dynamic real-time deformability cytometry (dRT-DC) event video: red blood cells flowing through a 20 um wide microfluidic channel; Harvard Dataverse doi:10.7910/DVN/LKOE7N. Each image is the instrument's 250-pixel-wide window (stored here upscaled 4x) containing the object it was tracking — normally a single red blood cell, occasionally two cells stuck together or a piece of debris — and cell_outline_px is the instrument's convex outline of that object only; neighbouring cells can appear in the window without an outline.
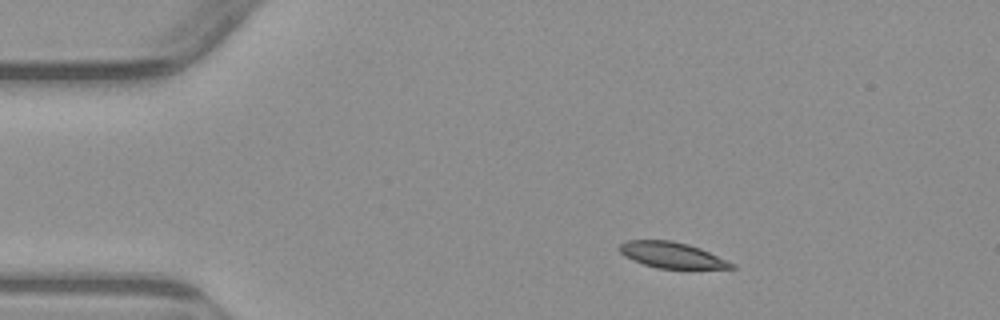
{"species": "common noctule bat (a hibernating species)", "species_latin": "Nyctalus noctula", "temperature_condition": "warm", "stored_images_in_passage": 5, "camera_frame_rate_fps": 3000, "um_per_image_px": 0.085, "animal": {"sex": "male", "body_mass_g": 23.1, "forearm_length_mm": 52.7}, "frame": {"image": 1, "passage_image": 2, "time_ms": 1.333, "image_size_px": [1000, 320], "cell_outline_px": [[736, 268], [656, 268], [632, 260], [624, 256], [616, 248], [620, 244], [628, 240], [672, 240], [688, 244], [700, 248], [736, 264]], "centroid_in_image_um": [57.07, 21.67], "position_along_channel_um": 27.9, "area_um2": 16.88}}
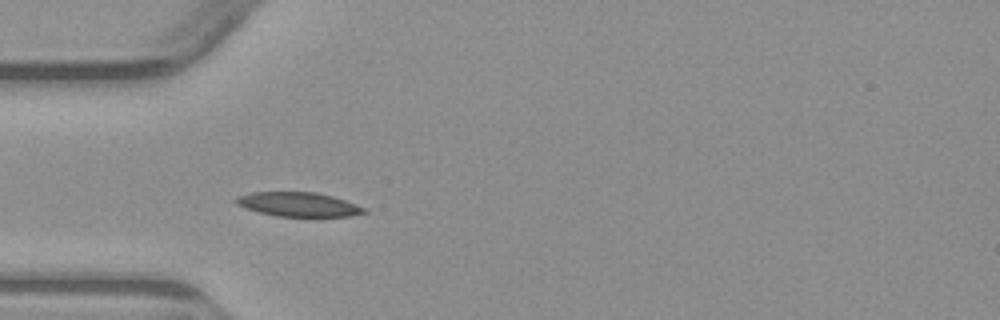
{"frame": {"image": 2, "passage_image": 4, "time_ms": 3.667, "image_size_px": [1000, 320], "cell_outline_px": [[368, 212], [348, 216], [276, 216], [244, 208], [236, 204], [232, 200], [236, 196], [252, 192], [316, 192], [332, 196], [368, 208]], "centroid_in_image_um": [25.34, 17.37], "position_along_channel_um": 59.7, "area_um2": 18.15}}
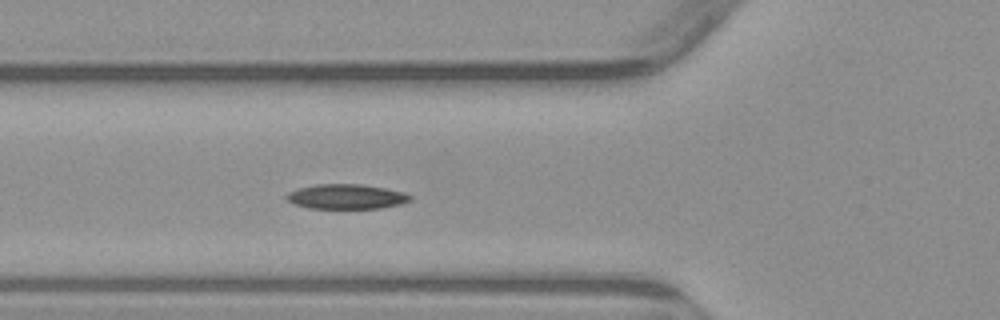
{"frame": {"image": 3, "passage_image": 5, "time_ms": 4.667, "image_size_px": [1000, 320], "cell_outline_px": [[412, 200], [400, 204], [380, 208], [308, 208], [296, 204], [288, 200], [284, 196], [288, 192], [300, 188], [316, 184], [360, 184], [384, 188], [404, 192], [412, 196]], "centroid_in_image_um": [29.45, 16.71], "position_along_channel_um": 96.3, "area_um2": 17.74}}